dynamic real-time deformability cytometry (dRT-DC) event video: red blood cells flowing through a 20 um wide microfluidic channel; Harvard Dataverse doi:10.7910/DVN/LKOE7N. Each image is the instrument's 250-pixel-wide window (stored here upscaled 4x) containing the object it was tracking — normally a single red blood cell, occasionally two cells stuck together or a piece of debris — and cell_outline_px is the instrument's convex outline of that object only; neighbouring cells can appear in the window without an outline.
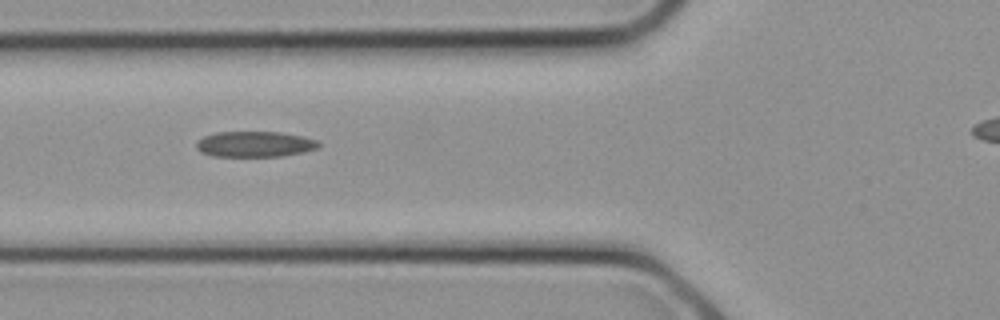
{"species": "common noctule bat (a hibernating species)", "species_latin": "Nyctalus noctula", "temperature_condition": "cold", "stored_images_in_passage": 8, "camera_frame_rate_fps": 3000, "um_per_image_px": 0.085, "animal": {"sex": "female", "body_mass_g": 21.9}, "frame": {"image": 1, "passage_image": 5, "time_ms": 1.333, "image_size_px": [1000, 320], "cell_outline_px": [[320, 144], [316, 148], [304, 152], [280, 156], [212, 156], [200, 152], [196, 148], [196, 144], [204, 136], [216, 132], [280, 132], [304, 136], [316, 140]], "centroid_in_image_um": [21.65, 12.25], "position_along_channel_um": 104.2, "area_um2": 18.21}}
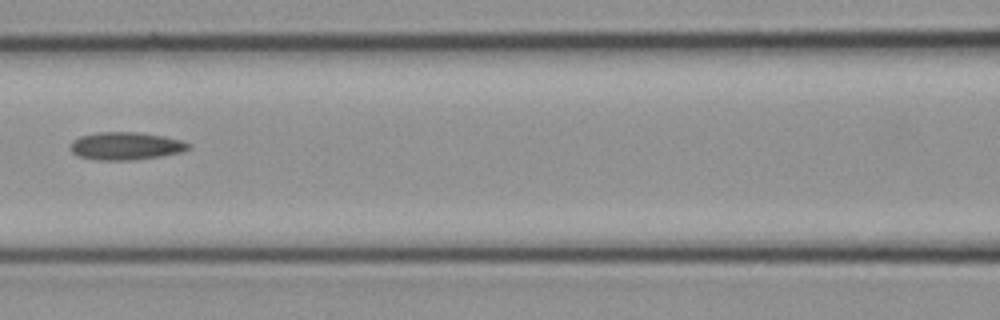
{"frame": {"image": 2, "passage_image": 7, "time_ms": 2.0, "image_size_px": [1000, 320], "cell_outline_px": [[192, 148], [184, 152], [136, 160], [96, 160], [80, 156], [72, 152], [72, 140], [80, 136], [96, 132], [136, 132], [164, 136], [180, 140], [192, 144]], "centroid_in_image_um": [10.75, 12.41], "position_along_channel_um": 155.9, "area_um2": 19.19}}